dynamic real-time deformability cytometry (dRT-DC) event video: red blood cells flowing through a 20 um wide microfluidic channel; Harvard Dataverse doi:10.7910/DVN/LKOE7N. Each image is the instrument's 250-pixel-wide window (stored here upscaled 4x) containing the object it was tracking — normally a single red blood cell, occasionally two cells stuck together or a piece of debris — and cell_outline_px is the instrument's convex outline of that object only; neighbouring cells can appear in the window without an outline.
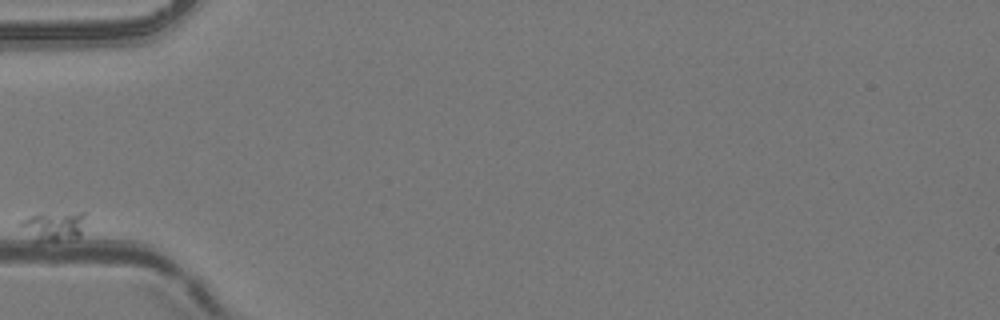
{"species": "common noctule bat (a hibernating species)", "species_latin": "Nyctalus noctula", "temperature_condition": "room temperature", "stored_images_in_passage": 5, "camera_frame_rate_fps": 3000, "um_per_image_px": 0.085, "animal": {"sex": "female", "body_mass_g": 24.6, "forearm_length_mm": 56.2}, "frame": {"image": 1, "passage_image": 1, "time_ms": 0.0, "image_size_px": [1000, 320], "cell_outline_px": [[88, 212], [80, 236], [76, 240], [36, 244], [16, 224], [20, 220], [28, 216], [40, 212]], "centroid_in_image_um": [4.54, 19.25], "position_along_channel_um": 80.5, "area_um2": 12.48}}
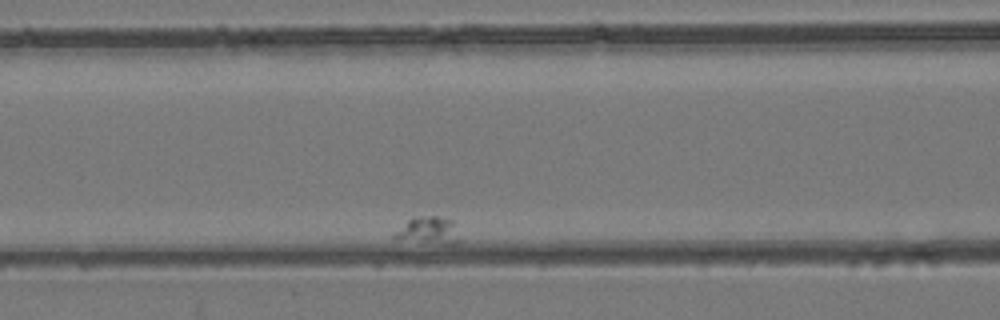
{"frame": {"image": 2, "passage_image": 3, "time_ms": 2.333, "image_size_px": [1000, 320], "cell_outline_px": [[460, 244], [444, 244], [396, 240], [392, 236], [412, 216], [436, 216], [452, 220], [460, 240]], "centroid_in_image_um": [36.41, 19.61], "position_along_channel_um": 130.2, "area_um2": 10.4}}
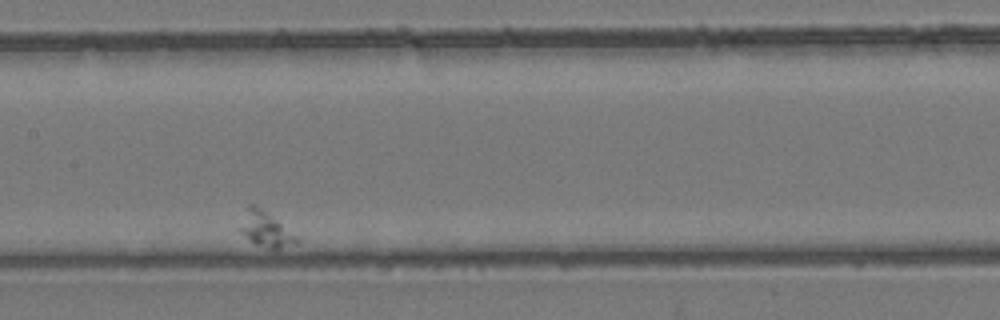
{"frame": {"image": 3, "passage_image": 5, "time_ms": 4.667, "image_size_px": [1000, 320], "cell_outline_px": [[300, 240], [276, 248], [268, 248], [256, 244], [240, 232], [240, 228], [248, 204], [252, 204], [260, 208], [296, 236]], "centroid_in_image_um": [22.53, 19.48], "position_along_channel_um": 184.9, "area_um2": 10.58}}